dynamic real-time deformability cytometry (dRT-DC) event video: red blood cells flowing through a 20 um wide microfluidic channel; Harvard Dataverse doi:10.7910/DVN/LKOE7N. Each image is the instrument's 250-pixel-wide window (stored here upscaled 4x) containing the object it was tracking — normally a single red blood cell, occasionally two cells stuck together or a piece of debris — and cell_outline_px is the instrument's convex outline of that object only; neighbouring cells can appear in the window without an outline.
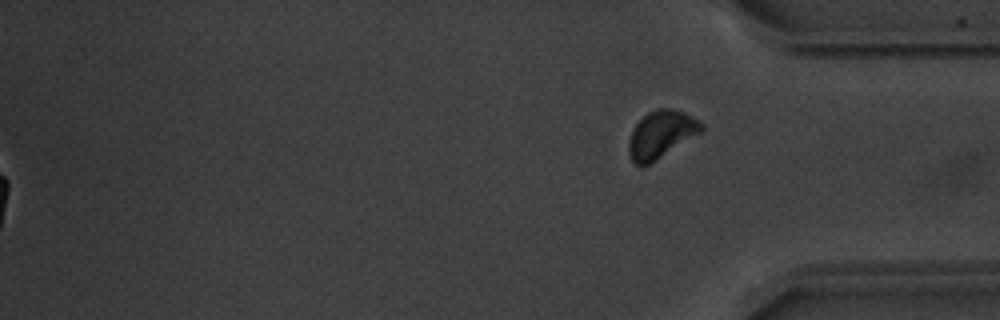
{"species": "common noctule bat (a hibernating species)", "species_latin": "Nyctalus noctula", "temperature_condition": "warm", "stored_images_in_passage": 57, "segment_of_instrument_passage": [2, 2], "camera_frame_rate_fps": 3000, "um_per_image_px": 0.085, "animal": {"sex": "male", "body_mass_g": 20.1, "forearm_length_mm": 53.5}, "frame": {"image": 1, "passage_image": 57, "time_ms": 18.667, "image_size_px": [1000, 320], "cell_outline_px": [[704, 128], [700, 132], [656, 160], [648, 164], [636, 164], [632, 160], [628, 152], [628, 140], [632, 128], [648, 112], [656, 108], [668, 108], [684, 112], [700, 120], [704, 124]], "centroid_in_image_um": [56.18, 11.39], "position_along_channel_um": 379.0, "area_um2": 19.83}}